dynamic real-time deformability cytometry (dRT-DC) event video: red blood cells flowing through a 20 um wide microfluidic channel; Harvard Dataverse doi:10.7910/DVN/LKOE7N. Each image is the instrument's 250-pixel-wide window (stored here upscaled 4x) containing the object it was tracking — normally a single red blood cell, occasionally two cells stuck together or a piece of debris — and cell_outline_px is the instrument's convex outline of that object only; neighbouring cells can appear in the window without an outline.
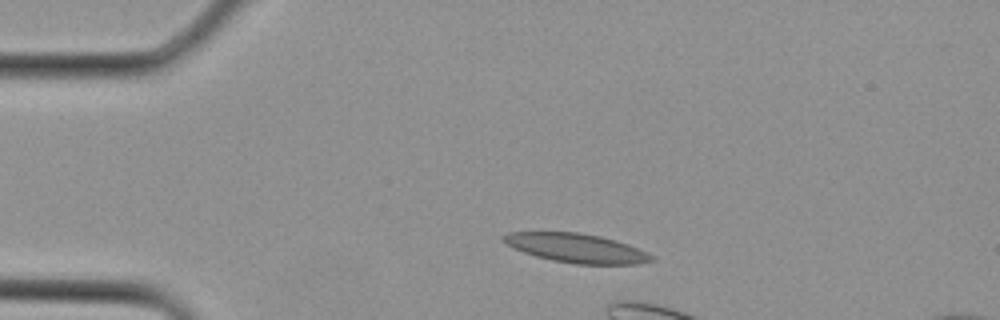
{"species": "Egyptian fruit bat (a non-hibernating species)", "species_latin": "Rousettus aegyptiacus", "temperature_condition": "cold", "stored_images_in_passage": 3, "camera_frame_rate_fps": 3000, "um_per_image_px": 0.085, "animal": {"sex": "female"}, "frame": {"image": 1, "passage_image": 1, "time_ms": 0.0, "image_size_px": [1000, 320], "cell_outline_px": [[656, 260], [636, 264], [576, 264], [552, 260], [536, 256], [524, 252], [500, 240], [500, 236], [508, 232], [580, 232], [600, 236], [616, 240], [628, 244], [648, 252], [656, 256]], "centroid_in_image_um": [49.03, 21.08], "position_along_channel_um": 36.0, "area_um2": 25.2}}